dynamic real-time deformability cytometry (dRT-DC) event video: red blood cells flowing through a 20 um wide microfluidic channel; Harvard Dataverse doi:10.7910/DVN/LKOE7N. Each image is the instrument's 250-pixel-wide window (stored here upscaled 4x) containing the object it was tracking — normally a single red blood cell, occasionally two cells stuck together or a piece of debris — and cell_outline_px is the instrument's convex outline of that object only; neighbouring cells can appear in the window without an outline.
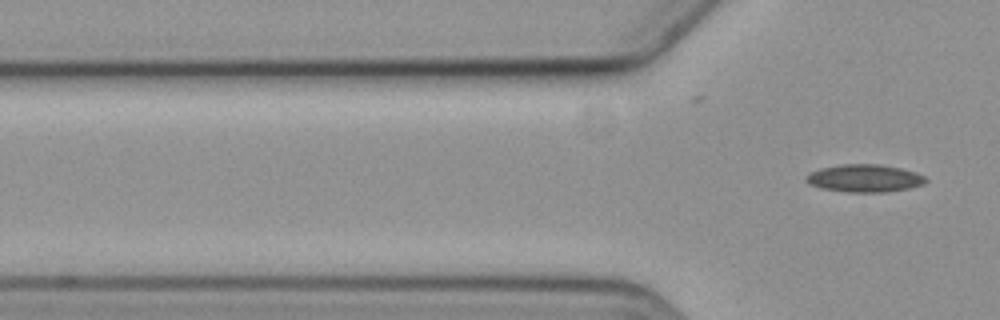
{"species": "common noctule bat (a hibernating species)", "species_latin": "Nyctalus noctula", "temperature_condition": "cold", "stored_images_in_passage": 3, "camera_frame_rate_fps": 3000, "um_per_image_px": 0.085, "animal": {"sex": "female", "body_mass_g": 19.3, "forearm_length_mm": 54.1}, "frame": {"image": 1, "passage_image": 3, "time_ms": 4.0, "image_size_px": [1000, 320], "cell_outline_px": [[928, 180], [924, 184], [908, 188], [884, 192], [848, 192], [824, 188], [812, 184], [808, 180], [808, 176], [812, 172], [820, 168], [840, 164], [880, 164], [900, 168], [916, 172], [924, 176]], "centroid_in_image_um": [73.56, 15.14], "position_along_channel_um": 52.2, "area_um2": 18.9}}